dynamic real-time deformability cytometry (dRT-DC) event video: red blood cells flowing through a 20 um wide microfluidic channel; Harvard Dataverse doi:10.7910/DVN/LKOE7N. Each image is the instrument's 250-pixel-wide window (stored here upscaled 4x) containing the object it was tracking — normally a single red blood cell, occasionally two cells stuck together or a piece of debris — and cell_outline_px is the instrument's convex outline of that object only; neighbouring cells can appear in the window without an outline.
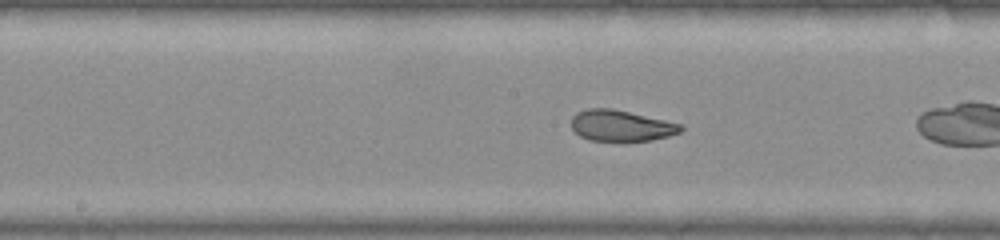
{"species": "common noctule bat (a hibernating species)", "species_latin": "Nyctalus noctula", "temperature_condition": "warm", "stored_images_in_passage": 31, "camera_frame_rate_fps": 3000, "um_per_image_px": 0.085, "animal": {"sex": "female", "body_mass_g": 22.0, "forearm_length_mm": 56.7}, "frame": {"image": 1, "passage_image": 10, "time_ms": 3.0, "image_size_px": [1000, 240], "cell_outline_px": [[684, 128], [680, 132], [668, 136], [652, 140], [624, 144], [588, 140], [580, 136], [572, 128], [572, 116], [576, 112], [588, 108], [612, 108], [664, 120], [680, 124]], "centroid_in_image_um": [52.76, 10.73], "position_along_channel_um": 195.4, "area_um2": 20.46}}